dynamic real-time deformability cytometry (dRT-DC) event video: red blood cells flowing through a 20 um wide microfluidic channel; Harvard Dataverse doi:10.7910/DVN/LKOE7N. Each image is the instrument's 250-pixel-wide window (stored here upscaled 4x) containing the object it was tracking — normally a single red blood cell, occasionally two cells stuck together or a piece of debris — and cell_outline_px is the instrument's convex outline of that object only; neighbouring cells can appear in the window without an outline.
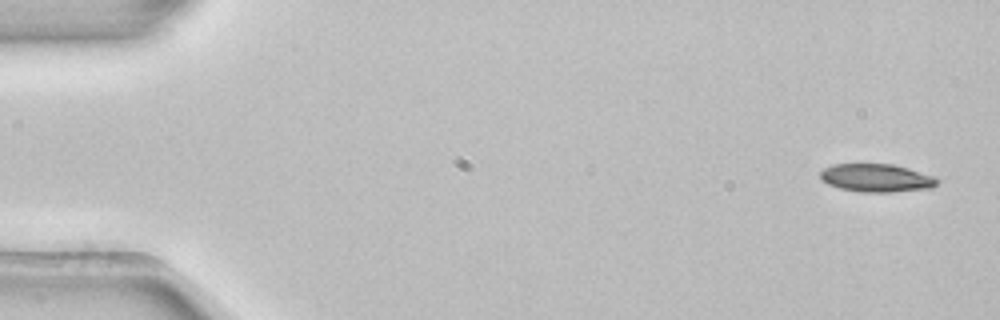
{"species": "common noctule bat (a hibernating species)", "species_latin": "Nyctalus noctula", "temperature_condition": "room temperature", "stored_images_in_passage": 4, "camera_frame_rate_fps": 3000, "um_per_image_px": 0.085, "animal": {"sex": "female", "body_mass_g": 22.7, "forearm_length_mm": 54.2}, "frame": {"image": 1, "passage_image": 1, "time_ms": 0.0, "image_size_px": [1000, 320], "cell_outline_px": [[940, 180], [932, 188], [892, 192], [860, 192], [840, 188], [828, 184], [820, 176], [820, 172], [824, 168], [832, 164], [892, 164], [908, 168], [936, 176]], "centroid_in_image_um": [74.54, 15.12], "position_along_channel_um": 10.5, "area_um2": 19.19}}
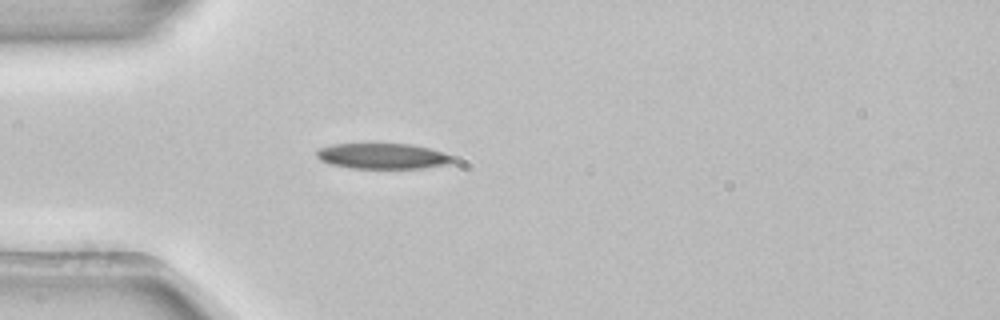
{"frame": {"image": 2, "passage_image": 4, "time_ms": 1.0, "image_size_px": [1000, 320], "cell_outline_px": [[456, 160], [448, 164], [424, 168], [352, 168], [328, 164], [320, 160], [316, 156], [316, 152], [320, 148], [332, 144], [412, 144], [428, 148], [452, 156]], "centroid_in_image_um": [32.5, 13.27], "position_along_channel_um": 52.5, "area_um2": 20.23}}